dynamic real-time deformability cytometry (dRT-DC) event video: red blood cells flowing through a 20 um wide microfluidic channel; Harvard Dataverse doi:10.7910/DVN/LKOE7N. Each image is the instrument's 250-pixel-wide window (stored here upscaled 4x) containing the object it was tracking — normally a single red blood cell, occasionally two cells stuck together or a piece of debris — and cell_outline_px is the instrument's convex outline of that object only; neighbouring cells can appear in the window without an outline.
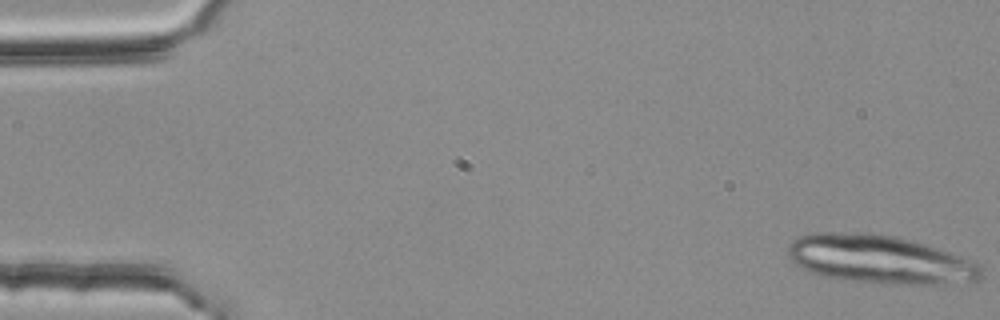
{"species": "common noctule bat (a hibernating species)", "species_latin": "Nyctalus noctula", "temperature_condition": "room temperature", "stored_images_in_passage": 22, "camera_frame_rate_fps": 3000, "um_per_image_px": 0.085, "animal": {"sex": "female", "body_mass_g": 25.1}, "frame": {"image": 1, "passage_image": 1, "time_ms": 0.0, "image_size_px": [1000, 320], "cell_outline_px": [[980, 276], [976, 280], [940, 284], [880, 284], [844, 280], [824, 276], [800, 268], [788, 256], [788, 248], [792, 240], [808, 232], [868, 232], [892, 236], [912, 240], [972, 260], [980, 264]], "centroid_in_image_um": [74.71, 22.04], "position_along_channel_um": 10.3, "area_um2": 54.51}}